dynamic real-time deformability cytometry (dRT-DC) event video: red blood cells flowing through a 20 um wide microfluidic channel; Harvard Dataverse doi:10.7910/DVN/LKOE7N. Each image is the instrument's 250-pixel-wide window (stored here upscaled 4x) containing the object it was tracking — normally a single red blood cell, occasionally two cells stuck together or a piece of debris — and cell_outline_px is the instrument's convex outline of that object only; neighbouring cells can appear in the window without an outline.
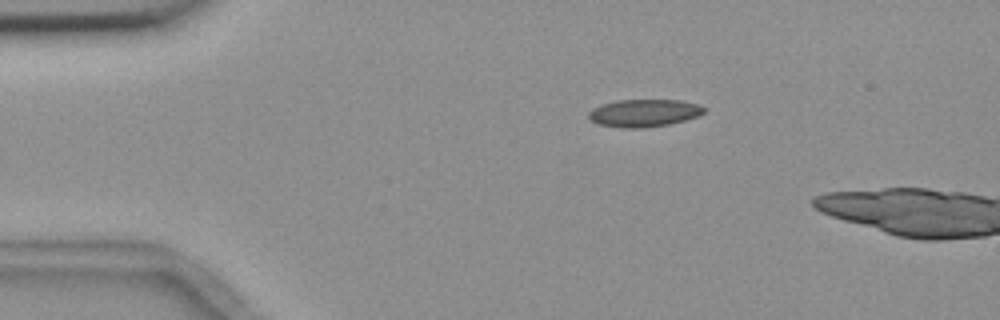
{"species": "common noctule bat (a hibernating species)", "species_latin": "Nyctalus noctula", "temperature_condition": "room temperature", "stored_images_in_passage": 3, "camera_frame_rate_fps": 3000, "um_per_image_px": 0.085, "animal": {"sex": "female", "body_mass_g": 18.4}, "frame": {"image": 1, "passage_image": 1, "time_ms": 0.0, "image_size_px": [1000, 320], "cell_outline_px": [[704, 112], [696, 116], [684, 120], [668, 124], [644, 128], [620, 128], [596, 124], [588, 116], [588, 112], [592, 108], [600, 104], [616, 100], [680, 100], [696, 104], [704, 108]], "centroid_in_image_um": [54.66, 9.61], "position_along_channel_um": 30.3, "area_um2": 18.5}}